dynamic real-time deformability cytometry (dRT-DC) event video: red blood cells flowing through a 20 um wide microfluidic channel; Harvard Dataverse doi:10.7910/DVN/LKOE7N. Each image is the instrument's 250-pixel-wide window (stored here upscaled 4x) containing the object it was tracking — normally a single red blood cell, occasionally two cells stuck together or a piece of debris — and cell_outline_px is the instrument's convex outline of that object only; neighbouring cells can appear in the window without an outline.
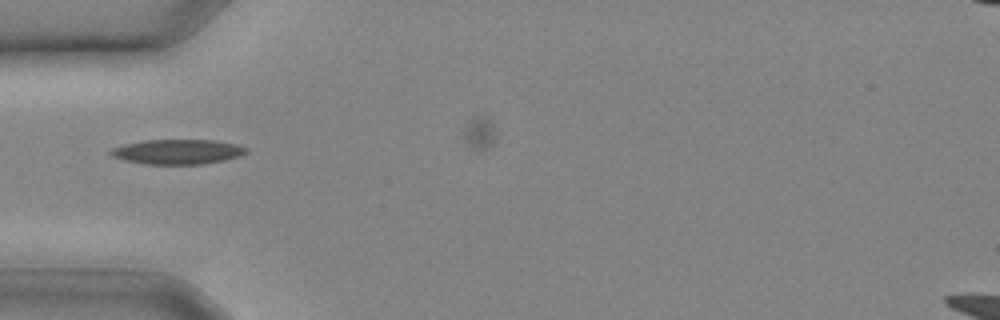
{"species": "common noctule bat (a hibernating species)", "species_latin": "Nyctalus noctula", "temperature_condition": "cold", "stored_images_in_passage": 17, "camera_frame_rate_fps": 3000, "um_per_image_px": 0.085, "animal": {"sex": "male", "body_mass_g": 20.4}, "frame": {"image": 1, "passage_image": 1, "time_ms": 0.0, "image_size_px": [1000, 320], "cell_outline_px": [[248, 152], [240, 156], [224, 160], [204, 164], [144, 164], [124, 160], [112, 156], [108, 152], [112, 148], [124, 144], [144, 140], [216, 140], [236, 144], [248, 148]], "centroid_in_image_um": [15.1, 12.9], "position_along_channel_um": 69.9, "area_um2": 19.71}}
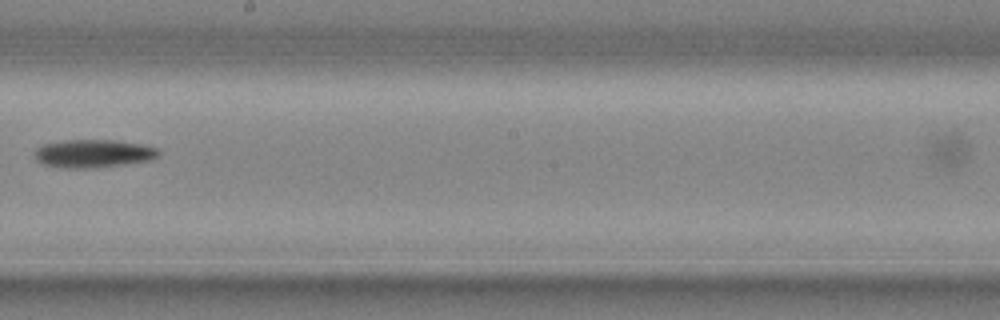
{"frame": {"image": 2, "passage_image": 8, "time_ms": 2.333, "image_size_px": [1000, 320], "cell_outline_px": [[160, 152], [152, 160], [96, 168], [64, 168], [44, 164], [36, 160], [32, 152], [36, 148], [44, 144], [64, 140], [116, 140], [144, 144], [156, 148]], "centroid_in_image_um": [7.91, 13.05], "position_along_channel_um": 240.3, "area_um2": 20.46}}
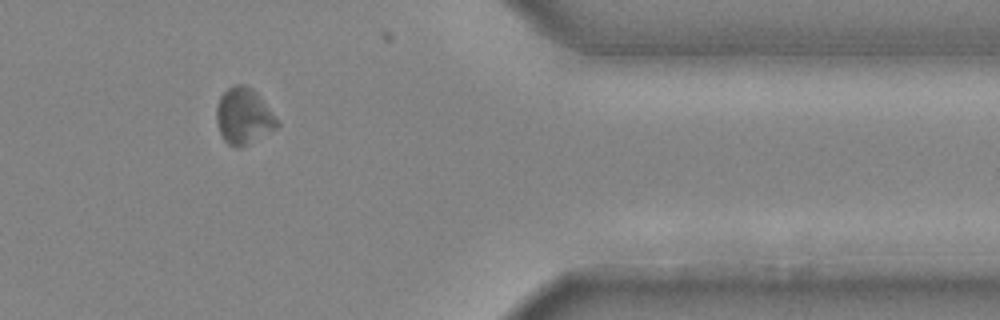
{"frame": {"image": 3, "passage_image": 15, "time_ms": 4.667, "image_size_px": [1000, 320], "cell_outline_px": [[280, 124], [276, 128], [240, 148], [236, 148], [228, 144], [224, 140], [220, 132], [216, 120], [216, 108], [220, 96], [228, 88], [236, 84], [244, 84], [252, 88], [256, 92]], "centroid_in_image_um": [20.68, 9.87], "position_along_channel_um": 390.7, "area_um2": 19.54}}